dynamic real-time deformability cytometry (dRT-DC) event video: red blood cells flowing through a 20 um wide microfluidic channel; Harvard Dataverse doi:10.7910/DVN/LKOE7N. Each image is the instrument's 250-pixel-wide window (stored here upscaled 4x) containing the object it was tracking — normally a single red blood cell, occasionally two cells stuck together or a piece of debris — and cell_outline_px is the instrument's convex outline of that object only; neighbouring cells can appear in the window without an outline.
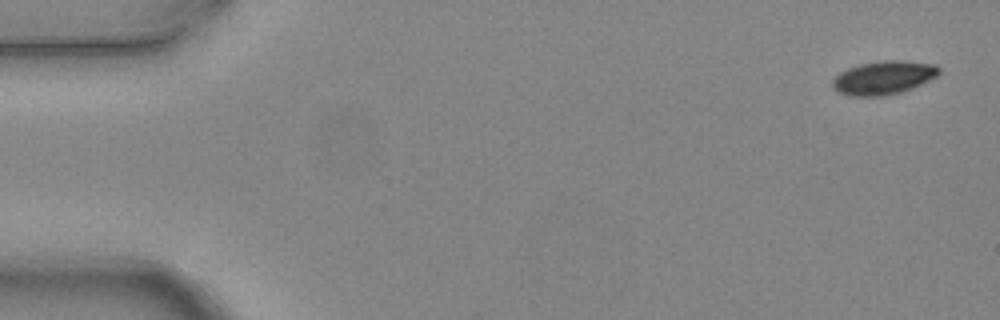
{"species": "common noctule bat (a hibernating species)", "species_latin": "Nyctalus noctula", "temperature_condition": "warm", "stored_images_in_passage": 4, "camera_frame_rate_fps": 3000, "um_per_image_px": 0.085, "animal": {"sex": "female", "body_mass_g": 24.6, "forearm_length_mm": 56.2}, "frame": {"image": 1, "passage_image": 1, "time_ms": 0.0, "image_size_px": [1000, 320], "cell_outline_px": [[940, 72], [936, 76], [912, 88], [900, 92], [884, 96], [848, 96], [832, 88], [832, 80], [840, 72], [848, 68], [860, 64], [884, 60], [900, 60], [936, 64], [940, 68]], "centroid_in_image_um": [75.09, 6.6], "position_along_channel_um": 9.9, "area_um2": 20.75}}
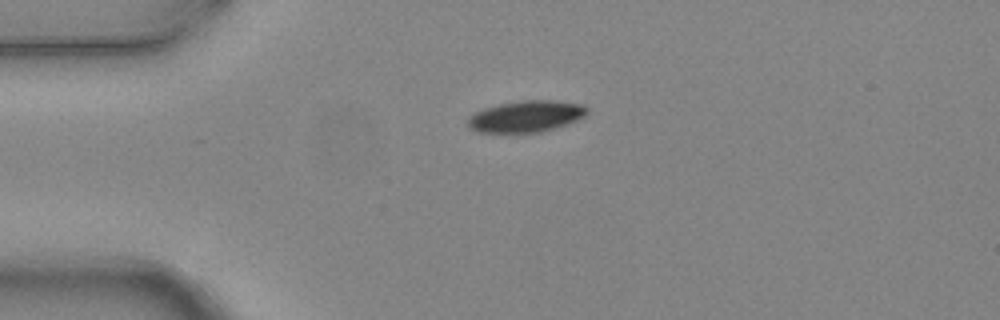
{"frame": {"image": 2, "passage_image": 4, "time_ms": 1.0, "image_size_px": [1000, 320], "cell_outline_px": [[588, 112], [584, 116], [576, 120], [556, 128], [540, 132], [476, 132], [468, 128], [468, 116], [484, 108], [500, 104], [524, 100], [552, 100], [584, 104], [588, 108]], "centroid_in_image_um": [44.72, 9.89], "position_along_channel_um": 40.3, "area_um2": 21.85}}